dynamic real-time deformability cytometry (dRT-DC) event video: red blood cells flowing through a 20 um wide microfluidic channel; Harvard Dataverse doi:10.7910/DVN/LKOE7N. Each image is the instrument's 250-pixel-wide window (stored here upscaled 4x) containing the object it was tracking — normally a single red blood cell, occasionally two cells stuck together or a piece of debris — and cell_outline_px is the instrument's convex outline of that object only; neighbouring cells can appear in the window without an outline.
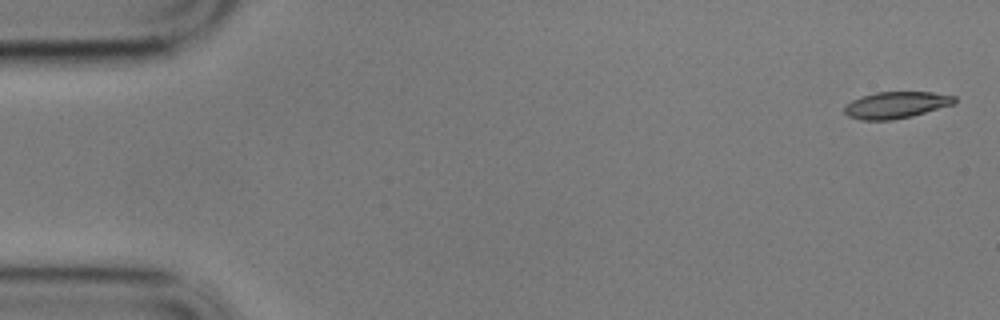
{"species": "common noctule bat (a hibernating species)", "species_latin": "Nyctalus noctula", "temperature_condition": "cold", "stored_images_in_passage": 4, "camera_frame_rate_fps": 3000, "um_per_image_px": 0.085, "animal": {"sex": "male", "body_mass_g": 17.9}, "frame": {"image": 1, "passage_image": 1, "time_ms": 0.0, "image_size_px": [1000, 320], "cell_outline_px": [[956, 104], [912, 116], [892, 120], [860, 120], [848, 116], [844, 112], [844, 108], [852, 100], [860, 96], [876, 92], [932, 92], [956, 96]], "centroid_in_image_um": [76.19, 8.92], "position_along_channel_um": 8.8, "area_um2": 17.22}}